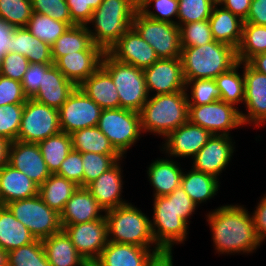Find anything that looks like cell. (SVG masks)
<instances>
[{
    "mask_svg": "<svg viewBox=\"0 0 266 266\" xmlns=\"http://www.w3.org/2000/svg\"><path fill=\"white\" fill-rule=\"evenodd\" d=\"M247 211L243 206L224 205L207 214L217 252L250 253L262 244Z\"/></svg>",
    "mask_w": 266,
    "mask_h": 266,
    "instance_id": "cell-1",
    "label": "cell"
},
{
    "mask_svg": "<svg viewBox=\"0 0 266 266\" xmlns=\"http://www.w3.org/2000/svg\"><path fill=\"white\" fill-rule=\"evenodd\" d=\"M154 215L151 229L156 246L172 250L174 243H183L188 229V218L197 205L179 186L171 194L154 197Z\"/></svg>",
    "mask_w": 266,
    "mask_h": 266,
    "instance_id": "cell-2",
    "label": "cell"
},
{
    "mask_svg": "<svg viewBox=\"0 0 266 266\" xmlns=\"http://www.w3.org/2000/svg\"><path fill=\"white\" fill-rule=\"evenodd\" d=\"M137 10L138 0H103L93 11L89 21L95 26L94 30L87 26L93 43L104 52H109L120 37L132 27Z\"/></svg>",
    "mask_w": 266,
    "mask_h": 266,
    "instance_id": "cell-3",
    "label": "cell"
},
{
    "mask_svg": "<svg viewBox=\"0 0 266 266\" xmlns=\"http://www.w3.org/2000/svg\"><path fill=\"white\" fill-rule=\"evenodd\" d=\"M180 58L185 81L215 79L238 63L236 49L215 40L203 46L182 48Z\"/></svg>",
    "mask_w": 266,
    "mask_h": 266,
    "instance_id": "cell-4",
    "label": "cell"
},
{
    "mask_svg": "<svg viewBox=\"0 0 266 266\" xmlns=\"http://www.w3.org/2000/svg\"><path fill=\"white\" fill-rule=\"evenodd\" d=\"M187 90L149 97L140 111L143 132L157 133L164 138L188 121Z\"/></svg>",
    "mask_w": 266,
    "mask_h": 266,
    "instance_id": "cell-5",
    "label": "cell"
},
{
    "mask_svg": "<svg viewBox=\"0 0 266 266\" xmlns=\"http://www.w3.org/2000/svg\"><path fill=\"white\" fill-rule=\"evenodd\" d=\"M105 219L108 241L134 244L145 248H151L150 246L153 244L156 245L151 229V220L132 204L128 203L105 211Z\"/></svg>",
    "mask_w": 266,
    "mask_h": 266,
    "instance_id": "cell-6",
    "label": "cell"
},
{
    "mask_svg": "<svg viewBox=\"0 0 266 266\" xmlns=\"http://www.w3.org/2000/svg\"><path fill=\"white\" fill-rule=\"evenodd\" d=\"M101 66L110 74L117 88L120 108L140 113L150 97L144 71L117 61L108 52L103 55Z\"/></svg>",
    "mask_w": 266,
    "mask_h": 266,
    "instance_id": "cell-7",
    "label": "cell"
},
{
    "mask_svg": "<svg viewBox=\"0 0 266 266\" xmlns=\"http://www.w3.org/2000/svg\"><path fill=\"white\" fill-rule=\"evenodd\" d=\"M35 237L43 240L62 230L60 214L51 209L39 194L5 205Z\"/></svg>",
    "mask_w": 266,
    "mask_h": 266,
    "instance_id": "cell-8",
    "label": "cell"
},
{
    "mask_svg": "<svg viewBox=\"0 0 266 266\" xmlns=\"http://www.w3.org/2000/svg\"><path fill=\"white\" fill-rule=\"evenodd\" d=\"M97 127L123 157L140 137L142 131L140 113L123 108L102 109Z\"/></svg>",
    "mask_w": 266,
    "mask_h": 266,
    "instance_id": "cell-9",
    "label": "cell"
},
{
    "mask_svg": "<svg viewBox=\"0 0 266 266\" xmlns=\"http://www.w3.org/2000/svg\"><path fill=\"white\" fill-rule=\"evenodd\" d=\"M132 27L155 50L159 59L181 57L180 28L177 24L150 19L137 10Z\"/></svg>",
    "mask_w": 266,
    "mask_h": 266,
    "instance_id": "cell-10",
    "label": "cell"
},
{
    "mask_svg": "<svg viewBox=\"0 0 266 266\" xmlns=\"http://www.w3.org/2000/svg\"><path fill=\"white\" fill-rule=\"evenodd\" d=\"M61 132L59 110L27 99L21 117L17 140L38 143Z\"/></svg>",
    "mask_w": 266,
    "mask_h": 266,
    "instance_id": "cell-11",
    "label": "cell"
},
{
    "mask_svg": "<svg viewBox=\"0 0 266 266\" xmlns=\"http://www.w3.org/2000/svg\"><path fill=\"white\" fill-rule=\"evenodd\" d=\"M188 120L213 135L229 136L231 129L243 126L240 111L222 100L205 105H189Z\"/></svg>",
    "mask_w": 266,
    "mask_h": 266,
    "instance_id": "cell-12",
    "label": "cell"
},
{
    "mask_svg": "<svg viewBox=\"0 0 266 266\" xmlns=\"http://www.w3.org/2000/svg\"><path fill=\"white\" fill-rule=\"evenodd\" d=\"M58 110L61 132L70 135L75 131L97 126L102 108L76 87Z\"/></svg>",
    "mask_w": 266,
    "mask_h": 266,
    "instance_id": "cell-13",
    "label": "cell"
},
{
    "mask_svg": "<svg viewBox=\"0 0 266 266\" xmlns=\"http://www.w3.org/2000/svg\"><path fill=\"white\" fill-rule=\"evenodd\" d=\"M62 229L87 263L95 262L108 244L105 216L101 219L76 225H62Z\"/></svg>",
    "mask_w": 266,
    "mask_h": 266,
    "instance_id": "cell-14",
    "label": "cell"
},
{
    "mask_svg": "<svg viewBox=\"0 0 266 266\" xmlns=\"http://www.w3.org/2000/svg\"><path fill=\"white\" fill-rule=\"evenodd\" d=\"M148 93L169 94L186 90L181 58L158 59L144 70Z\"/></svg>",
    "mask_w": 266,
    "mask_h": 266,
    "instance_id": "cell-15",
    "label": "cell"
},
{
    "mask_svg": "<svg viewBox=\"0 0 266 266\" xmlns=\"http://www.w3.org/2000/svg\"><path fill=\"white\" fill-rule=\"evenodd\" d=\"M241 64H244V103L248 112L244 114L240 111L242 124L254 123L259 127L266 121V74L256 71L247 62Z\"/></svg>",
    "mask_w": 266,
    "mask_h": 266,
    "instance_id": "cell-16",
    "label": "cell"
},
{
    "mask_svg": "<svg viewBox=\"0 0 266 266\" xmlns=\"http://www.w3.org/2000/svg\"><path fill=\"white\" fill-rule=\"evenodd\" d=\"M7 163L23 172L38 186L51 175L37 143L19 140L11 142Z\"/></svg>",
    "mask_w": 266,
    "mask_h": 266,
    "instance_id": "cell-17",
    "label": "cell"
},
{
    "mask_svg": "<svg viewBox=\"0 0 266 266\" xmlns=\"http://www.w3.org/2000/svg\"><path fill=\"white\" fill-rule=\"evenodd\" d=\"M108 53L117 61L142 70L152 66L159 59L155 50L142 39L133 27L120 37Z\"/></svg>",
    "mask_w": 266,
    "mask_h": 266,
    "instance_id": "cell-18",
    "label": "cell"
},
{
    "mask_svg": "<svg viewBox=\"0 0 266 266\" xmlns=\"http://www.w3.org/2000/svg\"><path fill=\"white\" fill-rule=\"evenodd\" d=\"M231 136L212 135L193 159V169L218 178L219 173L229 164L234 145Z\"/></svg>",
    "mask_w": 266,
    "mask_h": 266,
    "instance_id": "cell-19",
    "label": "cell"
},
{
    "mask_svg": "<svg viewBox=\"0 0 266 266\" xmlns=\"http://www.w3.org/2000/svg\"><path fill=\"white\" fill-rule=\"evenodd\" d=\"M213 134L189 120L170 132L165 139L163 149L170 156L189 157L195 155L208 142Z\"/></svg>",
    "mask_w": 266,
    "mask_h": 266,
    "instance_id": "cell-20",
    "label": "cell"
},
{
    "mask_svg": "<svg viewBox=\"0 0 266 266\" xmlns=\"http://www.w3.org/2000/svg\"><path fill=\"white\" fill-rule=\"evenodd\" d=\"M104 54L103 50H84L64 55L54 65L78 87L101 67Z\"/></svg>",
    "mask_w": 266,
    "mask_h": 266,
    "instance_id": "cell-21",
    "label": "cell"
},
{
    "mask_svg": "<svg viewBox=\"0 0 266 266\" xmlns=\"http://www.w3.org/2000/svg\"><path fill=\"white\" fill-rule=\"evenodd\" d=\"M152 250L134 244L108 241L94 263L97 266H145L154 253L161 251L158 246H154Z\"/></svg>",
    "mask_w": 266,
    "mask_h": 266,
    "instance_id": "cell-22",
    "label": "cell"
},
{
    "mask_svg": "<svg viewBox=\"0 0 266 266\" xmlns=\"http://www.w3.org/2000/svg\"><path fill=\"white\" fill-rule=\"evenodd\" d=\"M119 164L117 161L86 187L104 209V212L128 204L120 198L123 189L121 179L123 176H121L122 170Z\"/></svg>",
    "mask_w": 266,
    "mask_h": 266,
    "instance_id": "cell-23",
    "label": "cell"
},
{
    "mask_svg": "<svg viewBox=\"0 0 266 266\" xmlns=\"http://www.w3.org/2000/svg\"><path fill=\"white\" fill-rule=\"evenodd\" d=\"M104 209L86 187H78L60 213L61 225H76L103 218Z\"/></svg>",
    "mask_w": 266,
    "mask_h": 266,
    "instance_id": "cell-24",
    "label": "cell"
},
{
    "mask_svg": "<svg viewBox=\"0 0 266 266\" xmlns=\"http://www.w3.org/2000/svg\"><path fill=\"white\" fill-rule=\"evenodd\" d=\"M38 190L33 180L8 163L0 168V205L33 197Z\"/></svg>",
    "mask_w": 266,
    "mask_h": 266,
    "instance_id": "cell-25",
    "label": "cell"
},
{
    "mask_svg": "<svg viewBox=\"0 0 266 266\" xmlns=\"http://www.w3.org/2000/svg\"><path fill=\"white\" fill-rule=\"evenodd\" d=\"M76 87L53 64L43 75L42 85L32 99L59 109Z\"/></svg>",
    "mask_w": 266,
    "mask_h": 266,
    "instance_id": "cell-26",
    "label": "cell"
},
{
    "mask_svg": "<svg viewBox=\"0 0 266 266\" xmlns=\"http://www.w3.org/2000/svg\"><path fill=\"white\" fill-rule=\"evenodd\" d=\"M78 87L102 109L120 108L117 88L102 66Z\"/></svg>",
    "mask_w": 266,
    "mask_h": 266,
    "instance_id": "cell-27",
    "label": "cell"
},
{
    "mask_svg": "<svg viewBox=\"0 0 266 266\" xmlns=\"http://www.w3.org/2000/svg\"><path fill=\"white\" fill-rule=\"evenodd\" d=\"M8 52L22 54L30 63L54 64L51 47L33 36L27 27L13 29Z\"/></svg>",
    "mask_w": 266,
    "mask_h": 266,
    "instance_id": "cell-28",
    "label": "cell"
},
{
    "mask_svg": "<svg viewBox=\"0 0 266 266\" xmlns=\"http://www.w3.org/2000/svg\"><path fill=\"white\" fill-rule=\"evenodd\" d=\"M217 6L218 4L213 7L209 17L213 39L237 49L242 38L244 20L231 11Z\"/></svg>",
    "mask_w": 266,
    "mask_h": 266,
    "instance_id": "cell-29",
    "label": "cell"
},
{
    "mask_svg": "<svg viewBox=\"0 0 266 266\" xmlns=\"http://www.w3.org/2000/svg\"><path fill=\"white\" fill-rule=\"evenodd\" d=\"M42 245L50 266H84L87 263L63 229L43 239Z\"/></svg>",
    "mask_w": 266,
    "mask_h": 266,
    "instance_id": "cell-30",
    "label": "cell"
},
{
    "mask_svg": "<svg viewBox=\"0 0 266 266\" xmlns=\"http://www.w3.org/2000/svg\"><path fill=\"white\" fill-rule=\"evenodd\" d=\"M148 178L155 193L154 197L171 194L181 184L183 171L173 160L157 159L148 168Z\"/></svg>",
    "mask_w": 266,
    "mask_h": 266,
    "instance_id": "cell-31",
    "label": "cell"
},
{
    "mask_svg": "<svg viewBox=\"0 0 266 266\" xmlns=\"http://www.w3.org/2000/svg\"><path fill=\"white\" fill-rule=\"evenodd\" d=\"M35 240L30 230L6 206L0 205V249L8 253Z\"/></svg>",
    "mask_w": 266,
    "mask_h": 266,
    "instance_id": "cell-32",
    "label": "cell"
},
{
    "mask_svg": "<svg viewBox=\"0 0 266 266\" xmlns=\"http://www.w3.org/2000/svg\"><path fill=\"white\" fill-rule=\"evenodd\" d=\"M84 50L102 49L93 43L87 25H75L69 27L51 46V56L55 63L64 55Z\"/></svg>",
    "mask_w": 266,
    "mask_h": 266,
    "instance_id": "cell-33",
    "label": "cell"
},
{
    "mask_svg": "<svg viewBox=\"0 0 266 266\" xmlns=\"http://www.w3.org/2000/svg\"><path fill=\"white\" fill-rule=\"evenodd\" d=\"M78 187L75 182L63 176L51 174L39 186L38 194L51 209L60 214Z\"/></svg>",
    "mask_w": 266,
    "mask_h": 266,
    "instance_id": "cell-34",
    "label": "cell"
},
{
    "mask_svg": "<svg viewBox=\"0 0 266 266\" xmlns=\"http://www.w3.org/2000/svg\"><path fill=\"white\" fill-rule=\"evenodd\" d=\"M182 173L181 184L184 191L197 205L214 197L219 190V179L213 175L199 172L193 168L188 173Z\"/></svg>",
    "mask_w": 266,
    "mask_h": 266,
    "instance_id": "cell-35",
    "label": "cell"
},
{
    "mask_svg": "<svg viewBox=\"0 0 266 266\" xmlns=\"http://www.w3.org/2000/svg\"><path fill=\"white\" fill-rule=\"evenodd\" d=\"M72 148L75 151L99 154H119L108 137L97 127H87L70 134Z\"/></svg>",
    "mask_w": 266,
    "mask_h": 266,
    "instance_id": "cell-36",
    "label": "cell"
},
{
    "mask_svg": "<svg viewBox=\"0 0 266 266\" xmlns=\"http://www.w3.org/2000/svg\"><path fill=\"white\" fill-rule=\"evenodd\" d=\"M37 144L51 174H56L59 171L61 163L73 149L71 136L65 132L48 137Z\"/></svg>",
    "mask_w": 266,
    "mask_h": 266,
    "instance_id": "cell-37",
    "label": "cell"
},
{
    "mask_svg": "<svg viewBox=\"0 0 266 266\" xmlns=\"http://www.w3.org/2000/svg\"><path fill=\"white\" fill-rule=\"evenodd\" d=\"M266 52V26L243 23L242 38L236 55L238 62H248L257 54Z\"/></svg>",
    "mask_w": 266,
    "mask_h": 266,
    "instance_id": "cell-38",
    "label": "cell"
},
{
    "mask_svg": "<svg viewBox=\"0 0 266 266\" xmlns=\"http://www.w3.org/2000/svg\"><path fill=\"white\" fill-rule=\"evenodd\" d=\"M26 27L33 36L51 47L70 26L66 22L33 12Z\"/></svg>",
    "mask_w": 266,
    "mask_h": 266,
    "instance_id": "cell-39",
    "label": "cell"
},
{
    "mask_svg": "<svg viewBox=\"0 0 266 266\" xmlns=\"http://www.w3.org/2000/svg\"><path fill=\"white\" fill-rule=\"evenodd\" d=\"M240 66L241 63L238 62L229 71L215 78L221 94V100L232 105H236L239 102L243 103L245 99L244 75L242 74L241 76L237 71Z\"/></svg>",
    "mask_w": 266,
    "mask_h": 266,
    "instance_id": "cell-40",
    "label": "cell"
},
{
    "mask_svg": "<svg viewBox=\"0 0 266 266\" xmlns=\"http://www.w3.org/2000/svg\"><path fill=\"white\" fill-rule=\"evenodd\" d=\"M121 158L120 154L82 153L83 187H87Z\"/></svg>",
    "mask_w": 266,
    "mask_h": 266,
    "instance_id": "cell-41",
    "label": "cell"
},
{
    "mask_svg": "<svg viewBox=\"0 0 266 266\" xmlns=\"http://www.w3.org/2000/svg\"><path fill=\"white\" fill-rule=\"evenodd\" d=\"M8 266H50L42 240L13 249L8 253Z\"/></svg>",
    "mask_w": 266,
    "mask_h": 266,
    "instance_id": "cell-42",
    "label": "cell"
},
{
    "mask_svg": "<svg viewBox=\"0 0 266 266\" xmlns=\"http://www.w3.org/2000/svg\"><path fill=\"white\" fill-rule=\"evenodd\" d=\"M32 14L31 0H0V19L13 28L26 27Z\"/></svg>",
    "mask_w": 266,
    "mask_h": 266,
    "instance_id": "cell-43",
    "label": "cell"
},
{
    "mask_svg": "<svg viewBox=\"0 0 266 266\" xmlns=\"http://www.w3.org/2000/svg\"><path fill=\"white\" fill-rule=\"evenodd\" d=\"M216 3L213 0H178V19L180 27L195 21L207 20L212 14Z\"/></svg>",
    "mask_w": 266,
    "mask_h": 266,
    "instance_id": "cell-44",
    "label": "cell"
},
{
    "mask_svg": "<svg viewBox=\"0 0 266 266\" xmlns=\"http://www.w3.org/2000/svg\"><path fill=\"white\" fill-rule=\"evenodd\" d=\"M185 82L186 90L191 85V98L187 93L189 105H205L221 100L215 79H194Z\"/></svg>",
    "mask_w": 266,
    "mask_h": 266,
    "instance_id": "cell-45",
    "label": "cell"
},
{
    "mask_svg": "<svg viewBox=\"0 0 266 266\" xmlns=\"http://www.w3.org/2000/svg\"><path fill=\"white\" fill-rule=\"evenodd\" d=\"M179 28L181 48L203 46L214 41L209 19L182 24Z\"/></svg>",
    "mask_w": 266,
    "mask_h": 266,
    "instance_id": "cell-46",
    "label": "cell"
},
{
    "mask_svg": "<svg viewBox=\"0 0 266 266\" xmlns=\"http://www.w3.org/2000/svg\"><path fill=\"white\" fill-rule=\"evenodd\" d=\"M24 104L0 106V137L10 143L17 140Z\"/></svg>",
    "mask_w": 266,
    "mask_h": 266,
    "instance_id": "cell-47",
    "label": "cell"
},
{
    "mask_svg": "<svg viewBox=\"0 0 266 266\" xmlns=\"http://www.w3.org/2000/svg\"><path fill=\"white\" fill-rule=\"evenodd\" d=\"M152 2L157 13L149 9ZM138 10L150 19L176 24L171 17H178V0H138Z\"/></svg>",
    "mask_w": 266,
    "mask_h": 266,
    "instance_id": "cell-48",
    "label": "cell"
},
{
    "mask_svg": "<svg viewBox=\"0 0 266 266\" xmlns=\"http://www.w3.org/2000/svg\"><path fill=\"white\" fill-rule=\"evenodd\" d=\"M33 12L47 15L57 21L66 22L70 27L72 22L66 0H31Z\"/></svg>",
    "mask_w": 266,
    "mask_h": 266,
    "instance_id": "cell-49",
    "label": "cell"
},
{
    "mask_svg": "<svg viewBox=\"0 0 266 266\" xmlns=\"http://www.w3.org/2000/svg\"><path fill=\"white\" fill-rule=\"evenodd\" d=\"M29 65L22 54L7 52L1 59L0 75L21 82Z\"/></svg>",
    "mask_w": 266,
    "mask_h": 266,
    "instance_id": "cell-50",
    "label": "cell"
},
{
    "mask_svg": "<svg viewBox=\"0 0 266 266\" xmlns=\"http://www.w3.org/2000/svg\"><path fill=\"white\" fill-rule=\"evenodd\" d=\"M53 64L30 63L21 81L23 92L28 99H32L42 85L43 75Z\"/></svg>",
    "mask_w": 266,
    "mask_h": 266,
    "instance_id": "cell-51",
    "label": "cell"
},
{
    "mask_svg": "<svg viewBox=\"0 0 266 266\" xmlns=\"http://www.w3.org/2000/svg\"><path fill=\"white\" fill-rule=\"evenodd\" d=\"M103 0H66L72 22L75 25H87Z\"/></svg>",
    "mask_w": 266,
    "mask_h": 266,
    "instance_id": "cell-52",
    "label": "cell"
},
{
    "mask_svg": "<svg viewBox=\"0 0 266 266\" xmlns=\"http://www.w3.org/2000/svg\"><path fill=\"white\" fill-rule=\"evenodd\" d=\"M82 163V153L72 149L61 163V167L56 174L75 182L79 187H83Z\"/></svg>",
    "mask_w": 266,
    "mask_h": 266,
    "instance_id": "cell-53",
    "label": "cell"
},
{
    "mask_svg": "<svg viewBox=\"0 0 266 266\" xmlns=\"http://www.w3.org/2000/svg\"><path fill=\"white\" fill-rule=\"evenodd\" d=\"M21 82L0 75V106L27 101Z\"/></svg>",
    "mask_w": 266,
    "mask_h": 266,
    "instance_id": "cell-54",
    "label": "cell"
},
{
    "mask_svg": "<svg viewBox=\"0 0 266 266\" xmlns=\"http://www.w3.org/2000/svg\"><path fill=\"white\" fill-rule=\"evenodd\" d=\"M255 212L252 214L254 228L257 236L262 243L266 239V196L261 199L256 207Z\"/></svg>",
    "mask_w": 266,
    "mask_h": 266,
    "instance_id": "cell-55",
    "label": "cell"
},
{
    "mask_svg": "<svg viewBox=\"0 0 266 266\" xmlns=\"http://www.w3.org/2000/svg\"><path fill=\"white\" fill-rule=\"evenodd\" d=\"M244 22L266 26V0H252L248 16Z\"/></svg>",
    "mask_w": 266,
    "mask_h": 266,
    "instance_id": "cell-56",
    "label": "cell"
},
{
    "mask_svg": "<svg viewBox=\"0 0 266 266\" xmlns=\"http://www.w3.org/2000/svg\"><path fill=\"white\" fill-rule=\"evenodd\" d=\"M251 3L252 0H222L219 6L223 5L224 9L231 11L242 20H245L248 16Z\"/></svg>",
    "mask_w": 266,
    "mask_h": 266,
    "instance_id": "cell-57",
    "label": "cell"
},
{
    "mask_svg": "<svg viewBox=\"0 0 266 266\" xmlns=\"http://www.w3.org/2000/svg\"><path fill=\"white\" fill-rule=\"evenodd\" d=\"M13 27L0 19V59L8 52V45L12 37Z\"/></svg>",
    "mask_w": 266,
    "mask_h": 266,
    "instance_id": "cell-58",
    "label": "cell"
},
{
    "mask_svg": "<svg viewBox=\"0 0 266 266\" xmlns=\"http://www.w3.org/2000/svg\"><path fill=\"white\" fill-rule=\"evenodd\" d=\"M172 250H161L154 253L145 266H173Z\"/></svg>",
    "mask_w": 266,
    "mask_h": 266,
    "instance_id": "cell-59",
    "label": "cell"
},
{
    "mask_svg": "<svg viewBox=\"0 0 266 266\" xmlns=\"http://www.w3.org/2000/svg\"><path fill=\"white\" fill-rule=\"evenodd\" d=\"M247 63L256 71L266 74V52L255 55Z\"/></svg>",
    "mask_w": 266,
    "mask_h": 266,
    "instance_id": "cell-60",
    "label": "cell"
},
{
    "mask_svg": "<svg viewBox=\"0 0 266 266\" xmlns=\"http://www.w3.org/2000/svg\"><path fill=\"white\" fill-rule=\"evenodd\" d=\"M10 142L5 138L0 137V168L8 162V151Z\"/></svg>",
    "mask_w": 266,
    "mask_h": 266,
    "instance_id": "cell-61",
    "label": "cell"
},
{
    "mask_svg": "<svg viewBox=\"0 0 266 266\" xmlns=\"http://www.w3.org/2000/svg\"><path fill=\"white\" fill-rule=\"evenodd\" d=\"M0 266H8V254L2 249H0Z\"/></svg>",
    "mask_w": 266,
    "mask_h": 266,
    "instance_id": "cell-62",
    "label": "cell"
},
{
    "mask_svg": "<svg viewBox=\"0 0 266 266\" xmlns=\"http://www.w3.org/2000/svg\"><path fill=\"white\" fill-rule=\"evenodd\" d=\"M84 266H97L94 262L86 263Z\"/></svg>",
    "mask_w": 266,
    "mask_h": 266,
    "instance_id": "cell-63",
    "label": "cell"
},
{
    "mask_svg": "<svg viewBox=\"0 0 266 266\" xmlns=\"http://www.w3.org/2000/svg\"><path fill=\"white\" fill-rule=\"evenodd\" d=\"M216 4L219 5V3L222 1V0H213Z\"/></svg>",
    "mask_w": 266,
    "mask_h": 266,
    "instance_id": "cell-64",
    "label": "cell"
}]
</instances>
